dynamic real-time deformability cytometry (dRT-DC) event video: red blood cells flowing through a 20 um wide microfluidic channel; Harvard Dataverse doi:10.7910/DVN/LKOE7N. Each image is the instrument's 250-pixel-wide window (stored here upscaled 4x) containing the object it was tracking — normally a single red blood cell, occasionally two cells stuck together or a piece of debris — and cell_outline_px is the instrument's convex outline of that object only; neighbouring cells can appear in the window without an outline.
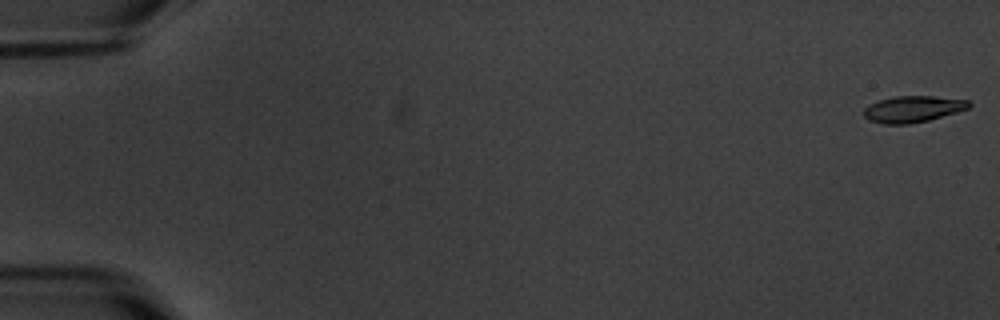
{"species": "common noctule bat (a hibernating species)", "species_latin": "Nyctalus noctula", "temperature_condition": "warm", "stored_images_in_passage": 4, "camera_frame_rate_fps": 3000, "um_per_image_px": 0.085, "animal": {"sex": "male", "body_mass_g": 20.1, "forearm_length_mm": 53.5}, "frame": {"image": 1, "passage_image": 1, "time_ms": 0.0, "image_size_px": [1000, 320], "cell_outline_px": [[972, 104], [968, 108], [956, 112], [928, 120], [908, 124], [884, 124], [868, 120], [864, 116], [864, 108], [868, 104], [892, 96], [932, 96], [968, 100]], "centroid_in_image_um": [77.56, 9.26], "position_along_channel_um": 7.4, "area_um2": 16.13}}